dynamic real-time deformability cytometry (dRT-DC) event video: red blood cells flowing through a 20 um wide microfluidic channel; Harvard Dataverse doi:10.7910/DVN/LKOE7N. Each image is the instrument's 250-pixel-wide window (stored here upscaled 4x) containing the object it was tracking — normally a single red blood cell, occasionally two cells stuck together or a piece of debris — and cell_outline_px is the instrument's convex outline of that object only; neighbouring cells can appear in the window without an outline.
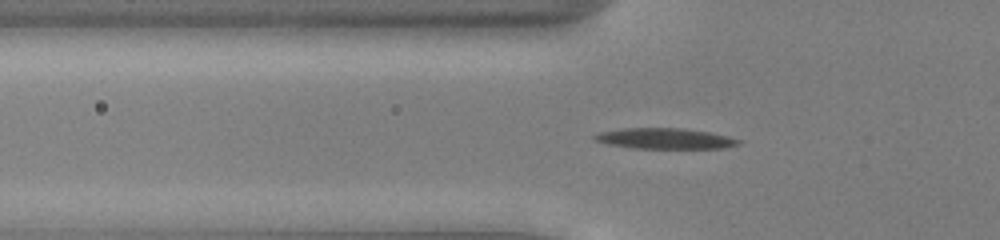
{"species": "common noctule bat (a hibernating species)", "species_latin": "Nyctalus noctula", "temperature_condition": "cold", "stored_images_in_passage": 50, "camera_frame_rate_fps": 3000, "um_per_image_px": 0.085, "animal": {"sex": "male", "body_mass_g": 13.0, "forearm_length_mm": 53.1}, "frame": {"image": 1, "passage_image": 16, "time_ms": 5.0, "image_size_px": [1000, 240], "cell_outline_px": [[744, 140], [740, 144], [724, 148], [632, 148], [608, 144], [596, 140], [592, 136], [600, 132], [624, 128], [684, 128], [708, 132], [728, 136]], "centroid_in_image_um": [56.57, 11.77], "position_along_channel_um": 69.2, "area_um2": 17.34}}
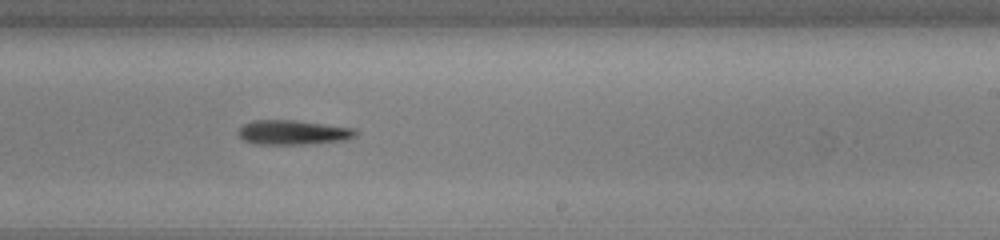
{"frame": {"image": 2, "passage_image": 31, "time_ms": 10.0, "image_size_px": [1000, 240], "cell_outline_px": [[356, 136], [348, 140], [308, 144], [256, 144], [244, 140], [236, 132], [244, 124], [252, 120], [292, 120], [352, 128], [356, 132]], "centroid_in_image_um": [24.88, 11.26], "position_along_channel_um": 264.1, "area_um2": 16.65}}
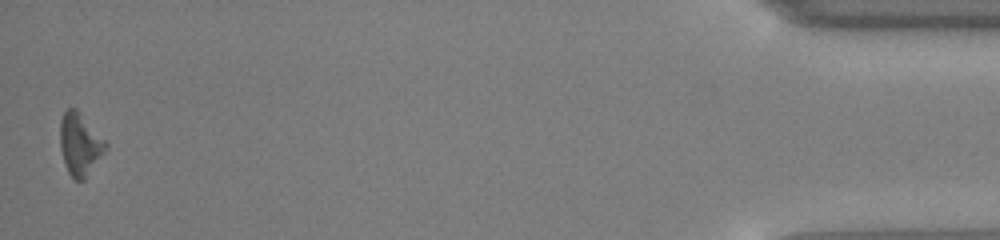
{"frame": {"image": 3, "passage_image": 50, "time_ms": 16.333, "image_size_px": [1000, 240], "cell_outline_px": [[108, 148], [84, 180], [76, 180], [68, 172], [60, 148], [60, 120], [64, 112], [68, 108], [76, 108], [80, 112], [108, 144]], "centroid_in_image_um": [6.8, 12.25], "position_along_channel_um": 428.4, "area_um2": 16.42}, "authors_computed_cell_mechanics": {"area_um2": 16.6753, "velocity_mm_per_s": 3.9333, "shape_relaxation_time_tau1_ms": 1.536, "shape_relaxation_time_tau2_ms": null, "deformation_change_tau1": 0.102, "deformation_change_tau2": null}}